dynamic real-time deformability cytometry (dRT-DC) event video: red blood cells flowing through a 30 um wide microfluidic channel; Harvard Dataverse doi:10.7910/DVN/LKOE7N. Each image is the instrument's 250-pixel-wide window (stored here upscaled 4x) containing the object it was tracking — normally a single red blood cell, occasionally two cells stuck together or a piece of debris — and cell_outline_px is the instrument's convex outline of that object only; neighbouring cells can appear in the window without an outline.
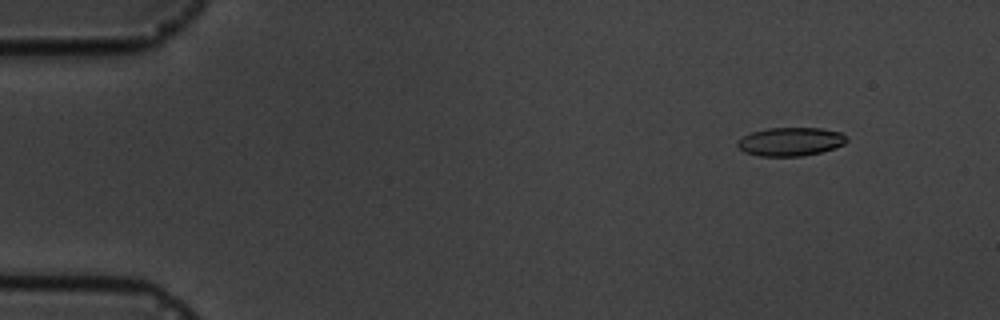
{"species": "common noctule bat (a hibernating species)", "species_latin": "Nyctalus noctula", "temperature_condition": "cold", "stored_images_in_passage": 16, "camera_frame_rate_fps": 3000, "um_per_image_px": 0.085, "animal": {"sex": "male", "body_mass_g": 19.5, "forearm_length_mm": 54.6}, "frame": {"image": 1, "passage_image": 2, "time_ms": 1.0, "image_size_px": [1000, 320], "cell_outline_px": [[848, 140], [844, 144], [836, 148], [804, 156], [760, 156], [744, 152], [736, 144], [736, 140], [752, 132], [768, 128], [820, 128], [840, 132]], "centroid_in_image_um": [67.18, 12.04], "position_along_channel_um": 17.8, "area_um2": 18.15}}
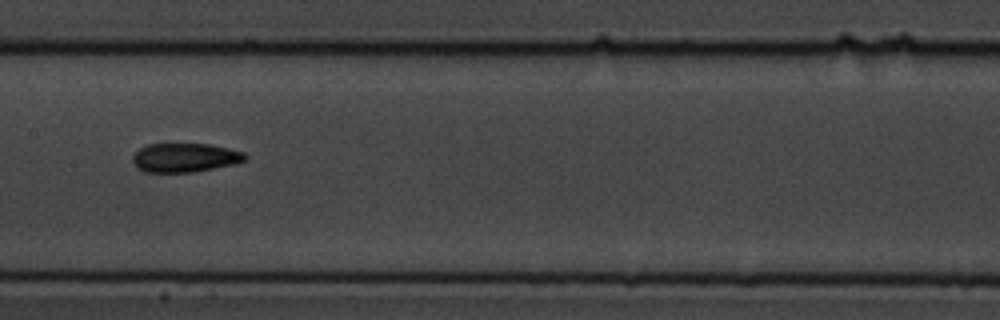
{"frame": {"image": 2, "passage_image": 8, "time_ms": 8.667, "image_size_px": [1000, 320], "cell_outline_px": [[248, 156], [244, 160], [236, 164], [192, 172], [144, 172], [136, 168], [132, 160], [132, 156], [140, 148], [148, 144], [212, 144], [244, 152]], "centroid_in_image_um": [15.71, 13.4], "position_along_channel_um": 191.7, "area_um2": 19.07}}
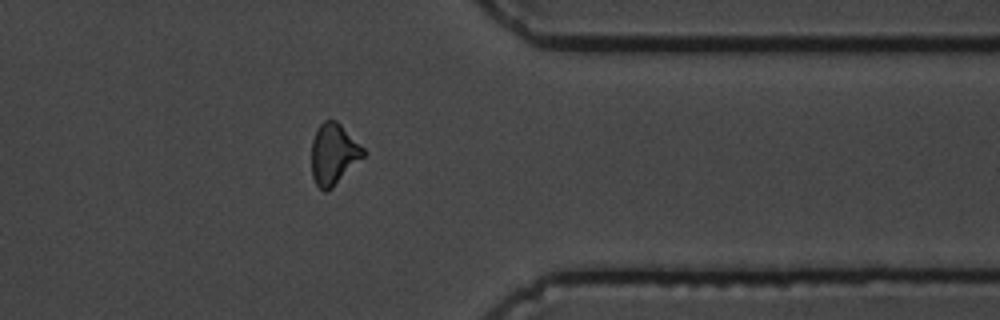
{"frame": {"image": 3, "passage_image": 13, "time_ms": 14.333, "image_size_px": [1000, 320], "cell_outline_px": [[368, 152], [332, 188], [324, 192], [316, 184], [312, 176], [312, 140], [320, 124], [324, 120], [336, 120]], "centroid_in_image_um": [28.36, 13.1], "position_along_channel_um": 383.0, "area_um2": 18.26}, "authors_computed_cell_mechanics": {"area_um2": 18.3515, "velocity_mm_per_s": 3.5551, "shape_relaxation_time_tau1_ms": 4.6808, "shape_relaxation_time_tau2_ms": 6.3305, "deformation_change_tau1": 0.139, "deformation_change_tau2": 0.1461}}